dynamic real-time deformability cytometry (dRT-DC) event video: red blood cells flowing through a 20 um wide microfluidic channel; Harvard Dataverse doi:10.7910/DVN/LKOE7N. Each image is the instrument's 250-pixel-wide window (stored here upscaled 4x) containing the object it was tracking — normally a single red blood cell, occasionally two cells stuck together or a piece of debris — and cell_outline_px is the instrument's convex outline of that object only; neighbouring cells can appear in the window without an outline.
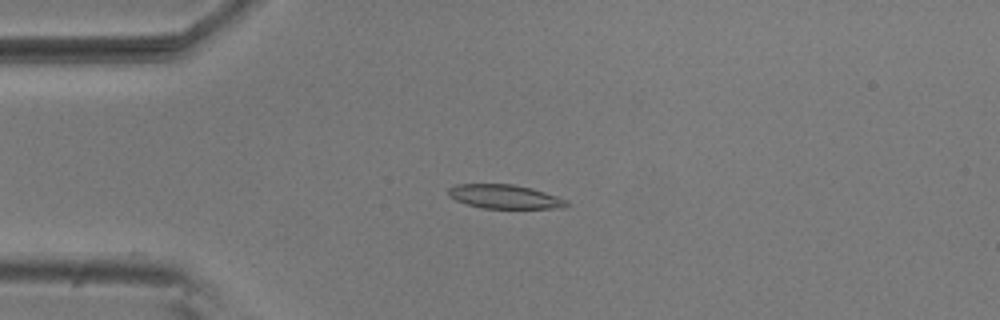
{"species": "common noctule bat (a hibernating species)", "species_latin": "Nyctalus noctula", "temperature_condition": "room temperature", "stored_images_in_passage": 5, "camera_frame_rate_fps": 3000, "um_per_image_px": 0.085, "animal": {"sex": "male", "body_mass_g": 20.5, "forearm_length_mm": 52.5}, "frame": {"image": 1, "passage_image": 3, "time_ms": 0.667, "image_size_px": [1000, 320], "cell_outline_px": [[568, 204], [564, 208], [480, 208], [456, 200], [448, 196], [448, 188], [456, 184], [512, 184], [532, 188], [568, 200]], "centroid_in_image_um": [42.88, 16.71], "position_along_channel_um": 42.1, "area_um2": 16.47}}
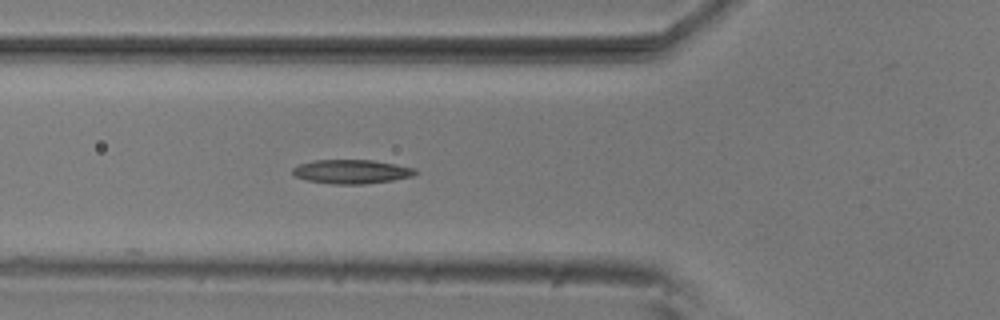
{"frame": {"image": 2, "passage_image": 5, "time_ms": 1.333, "image_size_px": [1000, 320], "cell_outline_px": [[420, 172], [412, 176], [392, 180], [364, 184], [332, 184], [308, 180], [296, 176], [292, 172], [292, 168], [300, 164], [312, 160], [372, 160], [396, 164], [416, 168]], "centroid_in_image_um": [29.92, 14.58], "position_along_channel_um": 95.9, "area_um2": 17.17}}